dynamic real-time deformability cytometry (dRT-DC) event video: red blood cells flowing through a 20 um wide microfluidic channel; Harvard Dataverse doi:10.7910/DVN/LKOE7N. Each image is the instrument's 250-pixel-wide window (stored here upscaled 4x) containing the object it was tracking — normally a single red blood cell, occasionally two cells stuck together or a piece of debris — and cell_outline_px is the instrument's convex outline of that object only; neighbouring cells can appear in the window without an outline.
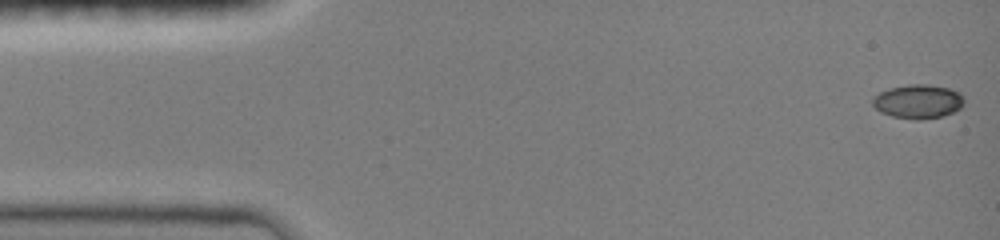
{"species": "common noctule bat (a hibernating species)", "species_latin": "Nyctalus noctula", "temperature_condition": "room temperature", "stored_images_in_passage": 47, "camera_frame_rate_fps": 3000, "um_per_image_px": 0.085, "animal": {"sex": "female", "body_mass_g": 19.0, "forearm_length_mm": 51.5}, "frame": {"image": 1, "passage_image": 1, "time_ms": 0.0, "image_size_px": [1000, 240], "cell_outline_px": [[964, 104], [960, 108], [952, 112], [940, 116], [920, 120], [916, 120], [892, 116], [880, 112], [872, 104], [872, 96], [888, 88], [908, 84], [928, 84], [948, 88], [960, 92], [964, 96]], "centroid_in_image_um": [78.02, 8.61], "position_along_channel_um": 7.0, "area_um2": 18.26}}
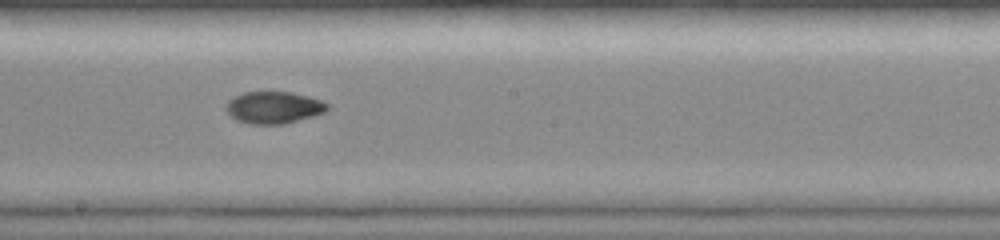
{"frame": {"image": 2, "passage_image": 26, "time_ms": 8.333, "image_size_px": [1000, 240], "cell_outline_px": [[328, 108], [324, 112], [312, 116], [284, 124], [248, 124], [236, 120], [224, 108], [228, 100], [244, 92], [292, 92], [308, 96], [320, 100], [328, 104]], "centroid_in_image_um": [23.24, 9.14], "position_along_channel_um": 225.0, "area_um2": 18.79}}
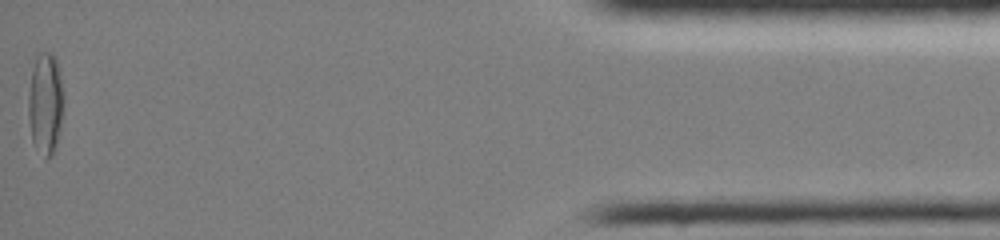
{"frame": {"image": 3, "passage_image": 47, "time_ms": 15.333, "image_size_px": [1000, 240], "cell_outline_px": [[64, 100], [60, 124], [52, 156], [48, 160], [32, 140], [28, 116], [28, 92], [32, 68], [36, 56], [40, 52], [52, 52], [56, 60], [60, 72], [64, 92]], "centroid_in_image_um": [3.86, 8.71], "position_along_channel_um": 431.3, "area_um2": 20.87}, "authors_computed_cell_mechanics": {"area_um2": 18.9006, "velocity_mm_per_s": 4.0779, "shape_relaxation_time_tau1_ms": null, "shape_relaxation_time_tau2_ms": 3.0344, "deformation_change_tau1": null, "deformation_change_tau2": 0.0563}}